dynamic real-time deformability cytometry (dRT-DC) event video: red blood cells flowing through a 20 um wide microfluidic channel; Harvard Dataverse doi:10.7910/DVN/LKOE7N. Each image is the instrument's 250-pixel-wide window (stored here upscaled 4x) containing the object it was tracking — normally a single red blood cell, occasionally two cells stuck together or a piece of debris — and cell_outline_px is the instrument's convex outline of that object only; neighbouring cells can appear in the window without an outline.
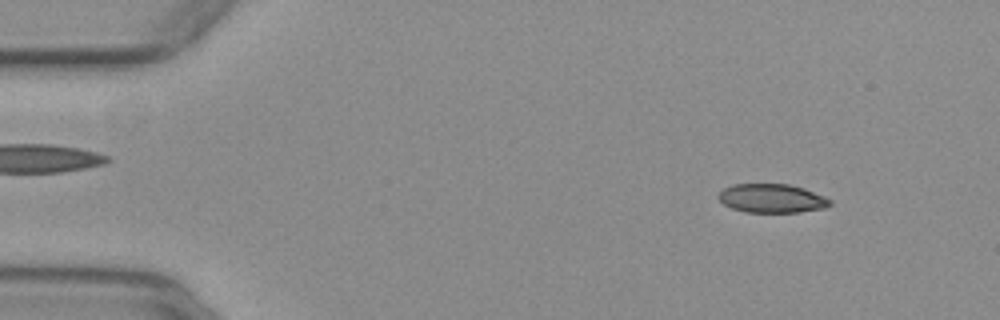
{"species": "common noctule bat (a hibernating species)", "species_latin": "Nyctalus noctula", "temperature_condition": "warm", "stored_images_in_passage": 52, "camera_frame_rate_fps": 3000, "um_per_image_px": 0.085, "animal": {"sex": "female", "body_mass_g": 29.2, "forearm_length_mm": 56.3}, "frame": {"image": 1, "passage_image": 6, "time_ms": 1.667, "image_size_px": [1000, 320], "cell_outline_px": [[832, 204], [824, 208], [800, 212], [744, 212], [732, 208], [724, 204], [716, 196], [724, 188], [732, 184], [788, 184], [804, 188], [824, 196], [832, 200]], "centroid_in_image_um": [65.61, 16.86], "position_along_channel_um": 19.4, "area_um2": 18.79}}
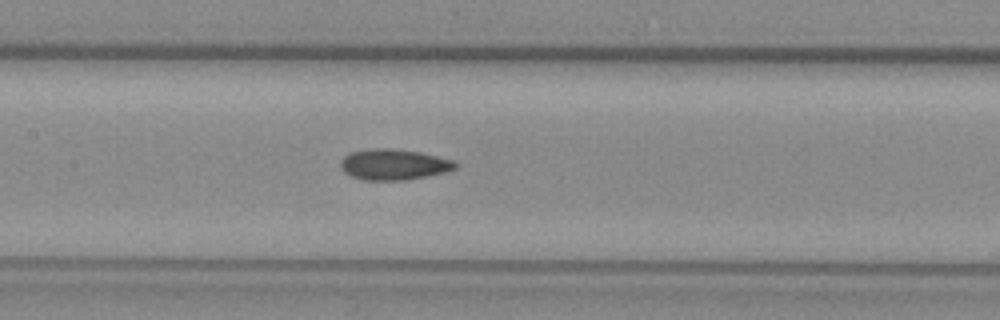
{"frame": {"image": 2, "passage_image": 25, "time_ms": 8.0, "image_size_px": [1000, 320], "cell_outline_px": [[460, 164], [456, 168], [448, 172], [404, 180], [364, 180], [352, 176], [344, 172], [340, 168], [340, 160], [348, 152], [372, 148], [392, 148], [420, 152], [456, 160]], "centroid_in_image_um": [33.49, 13.97], "position_along_channel_um": 173.9, "area_um2": 20.98}}
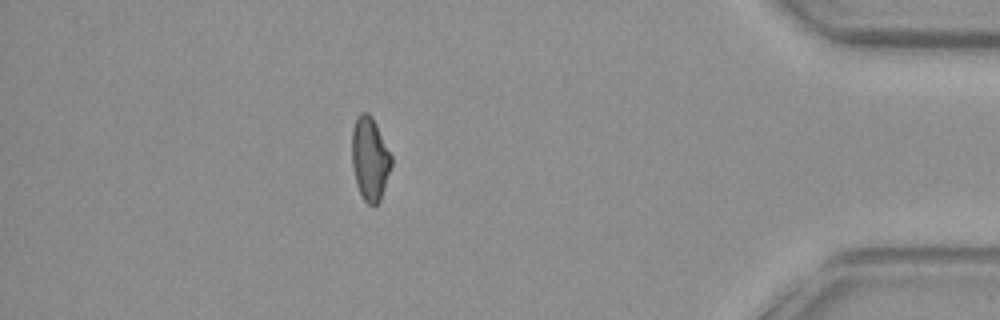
{"frame": {"image": 3, "passage_image": 46, "time_ms": 15.0, "image_size_px": [1000, 320], "cell_outline_px": [[392, 164], [380, 200], [376, 204], [368, 204], [364, 200], [356, 184], [352, 164], [352, 128], [356, 116], [360, 112], [368, 112], [372, 116], [392, 156]], "centroid_in_image_um": [31.43, 13.45], "position_along_channel_um": 403.8, "area_um2": 19.13}, "authors_computed_cell_mechanics": {"area_um2": 19.7098, "velocity_mm_per_s": 3.9577, "shape_relaxation_time_tau1_ms": null, "shape_relaxation_time_tau2_ms": 4.264, "deformation_change_tau1": null, "deformation_change_tau2": 0.0908}}